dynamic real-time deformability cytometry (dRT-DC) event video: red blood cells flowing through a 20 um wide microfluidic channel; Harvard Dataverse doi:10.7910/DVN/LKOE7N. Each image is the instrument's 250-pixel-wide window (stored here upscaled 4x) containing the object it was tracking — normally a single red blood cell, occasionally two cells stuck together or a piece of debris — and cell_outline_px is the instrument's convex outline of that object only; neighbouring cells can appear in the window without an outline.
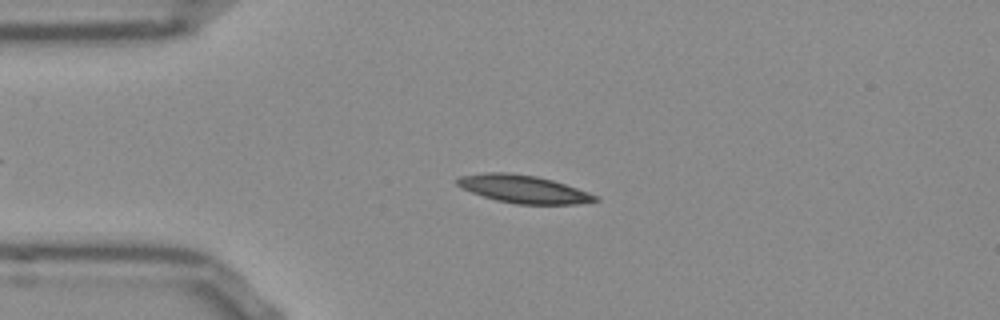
{"species": "Egyptian fruit bat (a non-hibernating species)", "species_latin": "Rousettus aegyptiacus", "temperature_condition": "room temperature", "stored_images_in_passage": 47, "camera_frame_rate_fps": 3000, "um_per_image_px": 0.085, "frame": {"image": 1, "passage_image": 12, "time_ms": 3.667, "image_size_px": [1000, 320], "cell_outline_px": [[600, 200], [576, 204], [516, 204], [496, 200], [460, 188], [456, 184], [456, 180], [460, 176], [484, 172], [508, 172], [536, 176], [552, 180], [588, 192], [596, 196]], "centroid_in_image_um": [44.45, 16.06], "position_along_channel_um": 40.6, "area_um2": 22.25}}
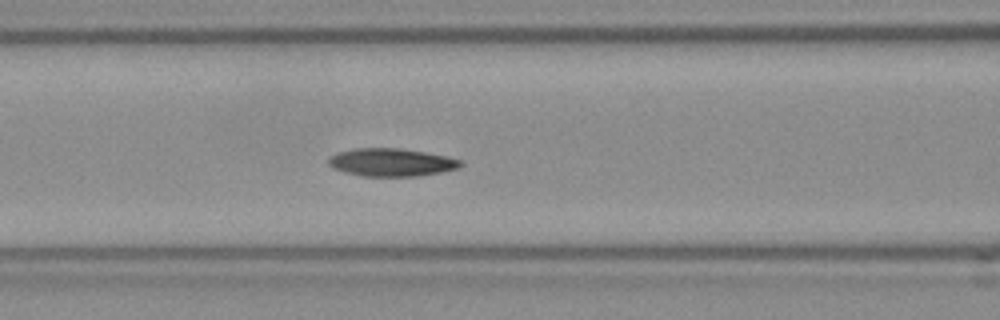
{"frame": {"image": 2, "passage_image": 21, "time_ms": 6.667, "image_size_px": [1000, 320], "cell_outline_px": [[464, 164], [460, 168], [440, 172], [416, 176], [360, 176], [344, 172], [332, 168], [328, 164], [328, 160], [336, 152], [352, 148], [400, 148], [448, 156], [460, 160]], "centroid_in_image_um": [33.25, 13.79], "position_along_channel_um": 133.3, "area_um2": 21.62}}
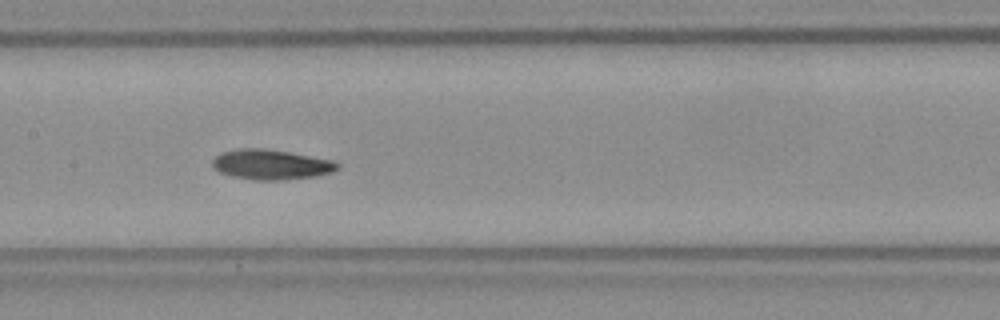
{"frame": {"image": 3, "passage_image": 25, "time_ms": 8.0, "image_size_px": [1000, 320], "cell_outline_px": [[340, 168], [332, 172], [316, 176], [280, 180], [252, 180], [232, 176], [220, 172], [212, 168], [212, 160], [220, 152], [240, 148], [260, 148], [288, 152], [332, 160], [340, 164]], "centroid_in_image_um": [23.02, 13.99], "position_along_channel_um": 184.4, "area_um2": 21.91}, "authors_computed_cell_mechanics": {"area_um2": 21.0392, "velocity_mm_per_s": 3.826, "shape_relaxation_time_tau1_ms": null, "shape_relaxation_time_tau2_ms": 5.6666, "deformation_change_tau1": null, "deformation_change_tau2": 0.1163}}